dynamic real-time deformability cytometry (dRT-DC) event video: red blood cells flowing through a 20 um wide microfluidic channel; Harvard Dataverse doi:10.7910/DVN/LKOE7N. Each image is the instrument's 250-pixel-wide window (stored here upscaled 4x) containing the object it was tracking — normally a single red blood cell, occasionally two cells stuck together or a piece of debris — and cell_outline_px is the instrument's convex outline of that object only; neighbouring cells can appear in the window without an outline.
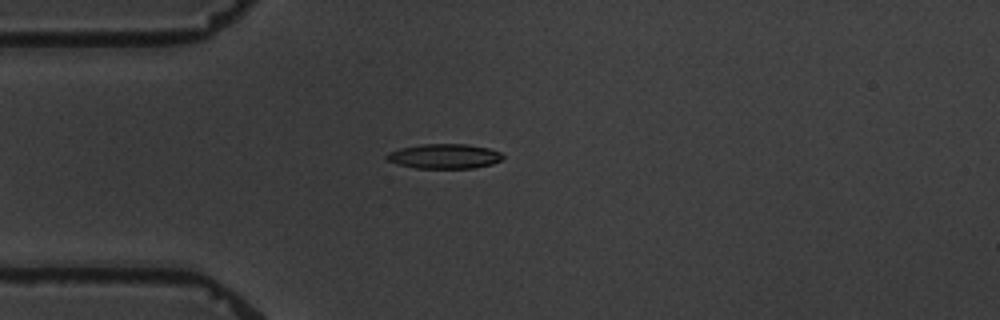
{"species": "common noctule bat (a hibernating species)", "species_latin": "Nyctalus noctula", "temperature_condition": "warm", "stored_images_in_passage": 3, "camera_frame_rate_fps": 3000, "um_per_image_px": 0.085, "animal": {"sex": "male", "body_mass_g": 19.5, "forearm_length_mm": 54.6}, "frame": {"image": 1, "passage_image": 3, "time_ms": 2.333, "image_size_px": [1000, 320], "cell_outline_px": [[504, 156], [500, 160], [492, 164], [472, 168], [416, 168], [396, 164], [388, 160], [384, 156], [388, 152], [400, 148], [420, 144], [468, 144], [488, 148], [500, 152]], "centroid_in_image_um": [37.74, 13.28], "position_along_channel_um": 47.3, "area_um2": 16.76}}